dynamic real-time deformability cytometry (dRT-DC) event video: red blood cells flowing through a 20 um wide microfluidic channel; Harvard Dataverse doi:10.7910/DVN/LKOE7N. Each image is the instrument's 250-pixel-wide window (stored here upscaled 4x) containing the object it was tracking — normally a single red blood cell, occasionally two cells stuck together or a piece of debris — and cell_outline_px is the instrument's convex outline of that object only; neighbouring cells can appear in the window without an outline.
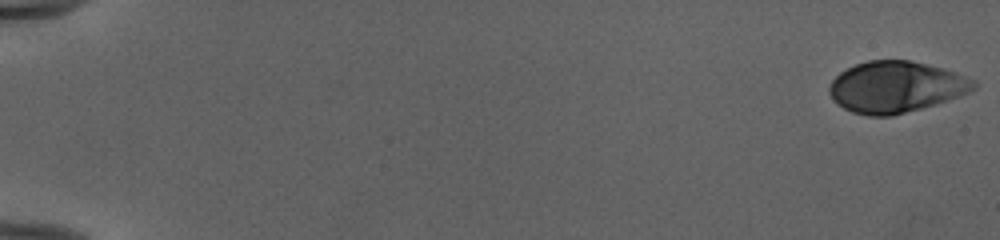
{"species": "human", "species_latin": "Homo sapiens", "temperature_condition": "cold", "stored_images_in_passage": 53, "camera_frame_rate_fps": 3000, "um_per_image_px": 0.085, "donor": {"sex": "female"}, "frame": {"image": 1, "passage_image": 1, "time_ms": 0.0, "image_size_px": [1000, 240], "cell_outline_px": [[976, 88], [968, 92], [920, 108], [892, 116], [868, 116], [852, 112], [836, 104], [828, 92], [828, 88], [832, 80], [840, 72], [856, 64], [868, 60], [908, 60], [940, 68], [952, 72], [972, 80], [976, 84]], "centroid_in_image_um": [76.05, 7.4], "position_along_channel_um": 9.0, "area_um2": 42.37}}
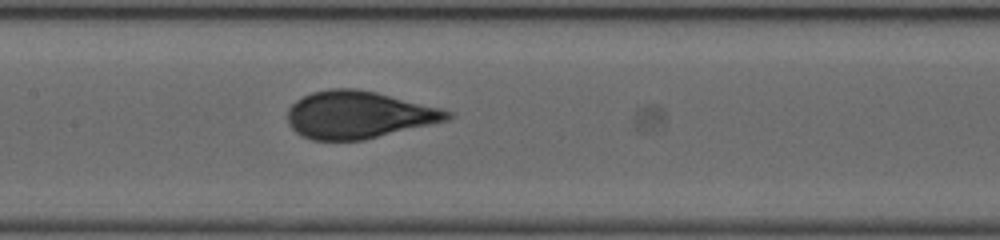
{"frame": {"image": 2, "passage_image": 28, "time_ms": 9.0, "image_size_px": [1000, 240], "cell_outline_px": [[456, 116], [448, 120], [364, 140], [312, 140], [300, 136], [288, 124], [288, 108], [296, 100], [312, 92], [332, 88], [356, 88], [376, 92], [440, 108], [452, 112]], "centroid_in_image_um": [30.46, 9.76], "position_along_channel_um": 176.9, "area_um2": 44.1}}
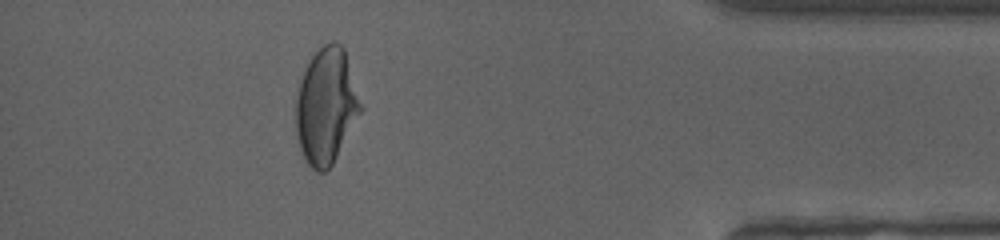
{"frame": {"image": 3, "passage_image": 48, "time_ms": 15.667, "image_size_px": [1000, 240], "cell_outline_px": [[364, 108], [332, 164], [324, 172], [316, 172], [304, 160], [296, 136], [296, 96], [300, 80], [312, 56], [324, 44], [332, 40], [336, 40], [344, 48]], "centroid_in_image_um": [27.74, 9.02], "position_along_channel_um": 407.5, "area_um2": 43.87}, "authors_computed_cell_mechanics": {"area_um2": 43.2922, "velocity_mm_per_s": 3.9884, "shape_relaxation_time_tau1_ms": 5.0338, "shape_relaxation_time_tau2_ms": null, "deformation_change_tau1": 0.2214, "deformation_change_tau2": null}}